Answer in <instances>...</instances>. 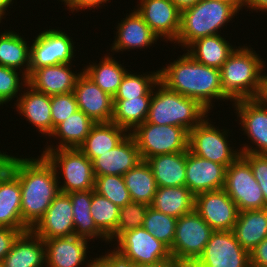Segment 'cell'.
I'll use <instances>...</instances> for the list:
<instances>
[{"mask_svg": "<svg viewBox=\"0 0 267 267\" xmlns=\"http://www.w3.org/2000/svg\"><path fill=\"white\" fill-rule=\"evenodd\" d=\"M21 158L14 155L11 172L21 187V217L31 230L44 216L54 198L60 193L53 166L43 156Z\"/></svg>", "mask_w": 267, "mask_h": 267, "instance_id": "6da1fadb", "label": "cell"}, {"mask_svg": "<svg viewBox=\"0 0 267 267\" xmlns=\"http://www.w3.org/2000/svg\"><path fill=\"white\" fill-rule=\"evenodd\" d=\"M159 81L169 90L198 101L209 112L217 99L230 100L223 93L220 69L203 65L188 53L159 69Z\"/></svg>", "mask_w": 267, "mask_h": 267, "instance_id": "7a4b0ae2", "label": "cell"}, {"mask_svg": "<svg viewBox=\"0 0 267 267\" xmlns=\"http://www.w3.org/2000/svg\"><path fill=\"white\" fill-rule=\"evenodd\" d=\"M240 10L242 3L199 0L193 6L181 10L180 28L174 44L185 49L200 38L219 34L220 28L232 21Z\"/></svg>", "mask_w": 267, "mask_h": 267, "instance_id": "3957f363", "label": "cell"}, {"mask_svg": "<svg viewBox=\"0 0 267 267\" xmlns=\"http://www.w3.org/2000/svg\"><path fill=\"white\" fill-rule=\"evenodd\" d=\"M254 51V52H253ZM253 48L238 46L220 68L223 93L231 102L256 99L262 83L265 62Z\"/></svg>", "mask_w": 267, "mask_h": 267, "instance_id": "277c9868", "label": "cell"}, {"mask_svg": "<svg viewBox=\"0 0 267 267\" xmlns=\"http://www.w3.org/2000/svg\"><path fill=\"white\" fill-rule=\"evenodd\" d=\"M208 113L198 101L169 90L159 81L153 87L146 121L182 127L189 132L209 116Z\"/></svg>", "mask_w": 267, "mask_h": 267, "instance_id": "5b68a950", "label": "cell"}, {"mask_svg": "<svg viewBox=\"0 0 267 267\" xmlns=\"http://www.w3.org/2000/svg\"><path fill=\"white\" fill-rule=\"evenodd\" d=\"M44 150L41 155L53 166L58 180L61 178L59 174L62 172L61 176L64 181L63 185L59 183L60 192L70 193L94 189L95 176L92 161L78 148Z\"/></svg>", "mask_w": 267, "mask_h": 267, "instance_id": "8992f818", "label": "cell"}, {"mask_svg": "<svg viewBox=\"0 0 267 267\" xmlns=\"http://www.w3.org/2000/svg\"><path fill=\"white\" fill-rule=\"evenodd\" d=\"M136 141L140 157H150L185 152L188 150L189 132L178 126L156 125L145 121L131 133Z\"/></svg>", "mask_w": 267, "mask_h": 267, "instance_id": "52a82bcc", "label": "cell"}, {"mask_svg": "<svg viewBox=\"0 0 267 267\" xmlns=\"http://www.w3.org/2000/svg\"><path fill=\"white\" fill-rule=\"evenodd\" d=\"M229 133V130L215 127L207 116L189 131L188 150L227 168L241 155L240 150H234L233 146H230L227 138Z\"/></svg>", "mask_w": 267, "mask_h": 267, "instance_id": "ba28073f", "label": "cell"}, {"mask_svg": "<svg viewBox=\"0 0 267 267\" xmlns=\"http://www.w3.org/2000/svg\"><path fill=\"white\" fill-rule=\"evenodd\" d=\"M214 230L195 211L177 218L170 253L175 262L194 263L203 253Z\"/></svg>", "mask_w": 267, "mask_h": 267, "instance_id": "9c48e42d", "label": "cell"}, {"mask_svg": "<svg viewBox=\"0 0 267 267\" xmlns=\"http://www.w3.org/2000/svg\"><path fill=\"white\" fill-rule=\"evenodd\" d=\"M115 241L117 247L110 251L131 265L173 260L170 249L143 227L126 231Z\"/></svg>", "mask_w": 267, "mask_h": 267, "instance_id": "30bf717a", "label": "cell"}, {"mask_svg": "<svg viewBox=\"0 0 267 267\" xmlns=\"http://www.w3.org/2000/svg\"><path fill=\"white\" fill-rule=\"evenodd\" d=\"M223 190L237 205L239 212L267 208L251 166L241 155L226 168Z\"/></svg>", "mask_w": 267, "mask_h": 267, "instance_id": "8fae6325", "label": "cell"}, {"mask_svg": "<svg viewBox=\"0 0 267 267\" xmlns=\"http://www.w3.org/2000/svg\"><path fill=\"white\" fill-rule=\"evenodd\" d=\"M71 38L60 29H47L37 34L30 46L29 74L41 67L72 63L76 46Z\"/></svg>", "mask_w": 267, "mask_h": 267, "instance_id": "7c38bea8", "label": "cell"}, {"mask_svg": "<svg viewBox=\"0 0 267 267\" xmlns=\"http://www.w3.org/2000/svg\"><path fill=\"white\" fill-rule=\"evenodd\" d=\"M194 264L196 267H250V256L232 230L214 231Z\"/></svg>", "mask_w": 267, "mask_h": 267, "instance_id": "4fadbf2b", "label": "cell"}, {"mask_svg": "<svg viewBox=\"0 0 267 267\" xmlns=\"http://www.w3.org/2000/svg\"><path fill=\"white\" fill-rule=\"evenodd\" d=\"M233 103L243 134L256 146L246 143L239 149L240 153L267 154V108L257 99H240Z\"/></svg>", "mask_w": 267, "mask_h": 267, "instance_id": "5bb4252c", "label": "cell"}, {"mask_svg": "<svg viewBox=\"0 0 267 267\" xmlns=\"http://www.w3.org/2000/svg\"><path fill=\"white\" fill-rule=\"evenodd\" d=\"M194 209L214 231L232 230L239 215L237 205L223 189L195 195Z\"/></svg>", "mask_w": 267, "mask_h": 267, "instance_id": "9a60e30c", "label": "cell"}, {"mask_svg": "<svg viewBox=\"0 0 267 267\" xmlns=\"http://www.w3.org/2000/svg\"><path fill=\"white\" fill-rule=\"evenodd\" d=\"M137 6L136 11L159 39L176 41L181 10L171 0H140Z\"/></svg>", "mask_w": 267, "mask_h": 267, "instance_id": "2e32d148", "label": "cell"}, {"mask_svg": "<svg viewBox=\"0 0 267 267\" xmlns=\"http://www.w3.org/2000/svg\"><path fill=\"white\" fill-rule=\"evenodd\" d=\"M31 230L43 240L73 236L75 227L69 194L60 192Z\"/></svg>", "mask_w": 267, "mask_h": 267, "instance_id": "e0dca14e", "label": "cell"}, {"mask_svg": "<svg viewBox=\"0 0 267 267\" xmlns=\"http://www.w3.org/2000/svg\"><path fill=\"white\" fill-rule=\"evenodd\" d=\"M226 167L186 151L185 186L194 194L221 190L225 184Z\"/></svg>", "mask_w": 267, "mask_h": 267, "instance_id": "ac0fdd59", "label": "cell"}, {"mask_svg": "<svg viewBox=\"0 0 267 267\" xmlns=\"http://www.w3.org/2000/svg\"><path fill=\"white\" fill-rule=\"evenodd\" d=\"M75 95L78 109L95 123L111 122L113 117V97L102 91L84 72L77 79Z\"/></svg>", "mask_w": 267, "mask_h": 267, "instance_id": "d6986e66", "label": "cell"}, {"mask_svg": "<svg viewBox=\"0 0 267 267\" xmlns=\"http://www.w3.org/2000/svg\"><path fill=\"white\" fill-rule=\"evenodd\" d=\"M141 161L136 141L129 133L115 148L92 161L94 176H123Z\"/></svg>", "mask_w": 267, "mask_h": 267, "instance_id": "ffe728a7", "label": "cell"}, {"mask_svg": "<svg viewBox=\"0 0 267 267\" xmlns=\"http://www.w3.org/2000/svg\"><path fill=\"white\" fill-rule=\"evenodd\" d=\"M71 65L58 64L35 69L27 77L28 85L50 96L73 92L83 69L80 73L73 72Z\"/></svg>", "mask_w": 267, "mask_h": 267, "instance_id": "44dd1931", "label": "cell"}, {"mask_svg": "<svg viewBox=\"0 0 267 267\" xmlns=\"http://www.w3.org/2000/svg\"><path fill=\"white\" fill-rule=\"evenodd\" d=\"M116 28V37L110 47L114 53L130 49H147L159 40L135 8Z\"/></svg>", "mask_w": 267, "mask_h": 267, "instance_id": "7402d4cb", "label": "cell"}, {"mask_svg": "<svg viewBox=\"0 0 267 267\" xmlns=\"http://www.w3.org/2000/svg\"><path fill=\"white\" fill-rule=\"evenodd\" d=\"M44 242L46 267H81L88 259V239L73 235Z\"/></svg>", "mask_w": 267, "mask_h": 267, "instance_id": "603a6c76", "label": "cell"}, {"mask_svg": "<svg viewBox=\"0 0 267 267\" xmlns=\"http://www.w3.org/2000/svg\"><path fill=\"white\" fill-rule=\"evenodd\" d=\"M27 89V90H26ZM16 100V111L38 129L42 136L52 133L51 96L36 91L28 84Z\"/></svg>", "mask_w": 267, "mask_h": 267, "instance_id": "cb8c5ba5", "label": "cell"}, {"mask_svg": "<svg viewBox=\"0 0 267 267\" xmlns=\"http://www.w3.org/2000/svg\"><path fill=\"white\" fill-rule=\"evenodd\" d=\"M5 267H45V242L32 230L22 232L2 261Z\"/></svg>", "mask_w": 267, "mask_h": 267, "instance_id": "d4e9b609", "label": "cell"}, {"mask_svg": "<svg viewBox=\"0 0 267 267\" xmlns=\"http://www.w3.org/2000/svg\"><path fill=\"white\" fill-rule=\"evenodd\" d=\"M0 227L30 230L21 217L20 182L11 171L0 182Z\"/></svg>", "mask_w": 267, "mask_h": 267, "instance_id": "484cf974", "label": "cell"}, {"mask_svg": "<svg viewBox=\"0 0 267 267\" xmlns=\"http://www.w3.org/2000/svg\"><path fill=\"white\" fill-rule=\"evenodd\" d=\"M129 133L113 122L95 123L78 148L90 161L115 148Z\"/></svg>", "mask_w": 267, "mask_h": 267, "instance_id": "4316f807", "label": "cell"}, {"mask_svg": "<svg viewBox=\"0 0 267 267\" xmlns=\"http://www.w3.org/2000/svg\"><path fill=\"white\" fill-rule=\"evenodd\" d=\"M232 232L239 244L250 253L267 237V208L239 212Z\"/></svg>", "mask_w": 267, "mask_h": 267, "instance_id": "83f0119b", "label": "cell"}, {"mask_svg": "<svg viewBox=\"0 0 267 267\" xmlns=\"http://www.w3.org/2000/svg\"><path fill=\"white\" fill-rule=\"evenodd\" d=\"M146 162L152 169L157 187L185 186L186 151L157 155Z\"/></svg>", "mask_w": 267, "mask_h": 267, "instance_id": "f1b7e54d", "label": "cell"}, {"mask_svg": "<svg viewBox=\"0 0 267 267\" xmlns=\"http://www.w3.org/2000/svg\"><path fill=\"white\" fill-rule=\"evenodd\" d=\"M94 124L95 122L81 110L76 111L58 124L50 134L49 139H58V145H48L45 149L79 148Z\"/></svg>", "mask_w": 267, "mask_h": 267, "instance_id": "f546056e", "label": "cell"}, {"mask_svg": "<svg viewBox=\"0 0 267 267\" xmlns=\"http://www.w3.org/2000/svg\"><path fill=\"white\" fill-rule=\"evenodd\" d=\"M195 195L186 186L157 187L153 209L166 215L179 218L194 210Z\"/></svg>", "mask_w": 267, "mask_h": 267, "instance_id": "4dcf8cb0", "label": "cell"}, {"mask_svg": "<svg viewBox=\"0 0 267 267\" xmlns=\"http://www.w3.org/2000/svg\"><path fill=\"white\" fill-rule=\"evenodd\" d=\"M235 48L221 34H217L192 42L185 51L197 62L220 69Z\"/></svg>", "mask_w": 267, "mask_h": 267, "instance_id": "1f68e13d", "label": "cell"}, {"mask_svg": "<svg viewBox=\"0 0 267 267\" xmlns=\"http://www.w3.org/2000/svg\"><path fill=\"white\" fill-rule=\"evenodd\" d=\"M24 39L15 31L7 30L0 33V66L19 70L28 77L30 45Z\"/></svg>", "mask_w": 267, "mask_h": 267, "instance_id": "d6a6232c", "label": "cell"}, {"mask_svg": "<svg viewBox=\"0 0 267 267\" xmlns=\"http://www.w3.org/2000/svg\"><path fill=\"white\" fill-rule=\"evenodd\" d=\"M72 202L73 222L75 227L74 235L88 240L102 238V242H109V239L96 227L90 214L92 203V190L75 191L68 193Z\"/></svg>", "mask_w": 267, "mask_h": 267, "instance_id": "836d02e7", "label": "cell"}, {"mask_svg": "<svg viewBox=\"0 0 267 267\" xmlns=\"http://www.w3.org/2000/svg\"><path fill=\"white\" fill-rule=\"evenodd\" d=\"M153 88L139 98L129 100H113V117L111 122L131 133L137 126L143 124L149 113Z\"/></svg>", "mask_w": 267, "mask_h": 267, "instance_id": "e575fe53", "label": "cell"}, {"mask_svg": "<svg viewBox=\"0 0 267 267\" xmlns=\"http://www.w3.org/2000/svg\"><path fill=\"white\" fill-rule=\"evenodd\" d=\"M128 70L111 55H104L98 64L95 62L85 66L83 72L104 92L112 97Z\"/></svg>", "mask_w": 267, "mask_h": 267, "instance_id": "d590c367", "label": "cell"}, {"mask_svg": "<svg viewBox=\"0 0 267 267\" xmlns=\"http://www.w3.org/2000/svg\"><path fill=\"white\" fill-rule=\"evenodd\" d=\"M125 185L134 202L151 205L157 190V184L150 165L141 161L123 175Z\"/></svg>", "mask_w": 267, "mask_h": 267, "instance_id": "8d00e7d4", "label": "cell"}, {"mask_svg": "<svg viewBox=\"0 0 267 267\" xmlns=\"http://www.w3.org/2000/svg\"><path fill=\"white\" fill-rule=\"evenodd\" d=\"M120 207L92 189L90 214L96 227L110 240L115 234Z\"/></svg>", "mask_w": 267, "mask_h": 267, "instance_id": "74e56055", "label": "cell"}, {"mask_svg": "<svg viewBox=\"0 0 267 267\" xmlns=\"http://www.w3.org/2000/svg\"><path fill=\"white\" fill-rule=\"evenodd\" d=\"M159 82V70L143 74L127 71L113 100H129L145 96Z\"/></svg>", "mask_w": 267, "mask_h": 267, "instance_id": "f35d334b", "label": "cell"}, {"mask_svg": "<svg viewBox=\"0 0 267 267\" xmlns=\"http://www.w3.org/2000/svg\"><path fill=\"white\" fill-rule=\"evenodd\" d=\"M176 222L177 218L166 215L149 206L142 227L171 249L175 236Z\"/></svg>", "mask_w": 267, "mask_h": 267, "instance_id": "ab89813d", "label": "cell"}, {"mask_svg": "<svg viewBox=\"0 0 267 267\" xmlns=\"http://www.w3.org/2000/svg\"><path fill=\"white\" fill-rule=\"evenodd\" d=\"M94 190L99 195L109 199L119 207H122L132 201L123 176L120 175H104L95 177Z\"/></svg>", "mask_w": 267, "mask_h": 267, "instance_id": "60d3db41", "label": "cell"}, {"mask_svg": "<svg viewBox=\"0 0 267 267\" xmlns=\"http://www.w3.org/2000/svg\"><path fill=\"white\" fill-rule=\"evenodd\" d=\"M148 208L149 205L134 201L120 207L116 234L109 240L110 243L115 241L122 233L142 227Z\"/></svg>", "mask_w": 267, "mask_h": 267, "instance_id": "b9f144b4", "label": "cell"}, {"mask_svg": "<svg viewBox=\"0 0 267 267\" xmlns=\"http://www.w3.org/2000/svg\"><path fill=\"white\" fill-rule=\"evenodd\" d=\"M19 75L23 77L21 78ZM27 84V77L23 72H18V70L13 68L0 66V106L8 103L13 98L18 99L22 89ZM18 93L19 95H17Z\"/></svg>", "mask_w": 267, "mask_h": 267, "instance_id": "7bdbcfd3", "label": "cell"}, {"mask_svg": "<svg viewBox=\"0 0 267 267\" xmlns=\"http://www.w3.org/2000/svg\"><path fill=\"white\" fill-rule=\"evenodd\" d=\"M78 110L73 92L51 95L52 132L58 124L68 119Z\"/></svg>", "mask_w": 267, "mask_h": 267, "instance_id": "ee69618b", "label": "cell"}, {"mask_svg": "<svg viewBox=\"0 0 267 267\" xmlns=\"http://www.w3.org/2000/svg\"><path fill=\"white\" fill-rule=\"evenodd\" d=\"M241 156L250 164L254 178L263 192L267 207V154L241 153Z\"/></svg>", "mask_w": 267, "mask_h": 267, "instance_id": "f6af8a7d", "label": "cell"}, {"mask_svg": "<svg viewBox=\"0 0 267 267\" xmlns=\"http://www.w3.org/2000/svg\"><path fill=\"white\" fill-rule=\"evenodd\" d=\"M87 261V265L84 267H132L130 263L120 259L112 251L109 253L107 251L104 255H99V257Z\"/></svg>", "mask_w": 267, "mask_h": 267, "instance_id": "bcb514c9", "label": "cell"}, {"mask_svg": "<svg viewBox=\"0 0 267 267\" xmlns=\"http://www.w3.org/2000/svg\"><path fill=\"white\" fill-rule=\"evenodd\" d=\"M21 233L22 231L19 229L0 227V263H2Z\"/></svg>", "mask_w": 267, "mask_h": 267, "instance_id": "7dc6e473", "label": "cell"}, {"mask_svg": "<svg viewBox=\"0 0 267 267\" xmlns=\"http://www.w3.org/2000/svg\"><path fill=\"white\" fill-rule=\"evenodd\" d=\"M250 267H267V237L250 253Z\"/></svg>", "mask_w": 267, "mask_h": 267, "instance_id": "c3c4849f", "label": "cell"}, {"mask_svg": "<svg viewBox=\"0 0 267 267\" xmlns=\"http://www.w3.org/2000/svg\"><path fill=\"white\" fill-rule=\"evenodd\" d=\"M111 1V0H110ZM105 3H109V0H73V12L86 9H97V7L105 6Z\"/></svg>", "mask_w": 267, "mask_h": 267, "instance_id": "681fc988", "label": "cell"}, {"mask_svg": "<svg viewBox=\"0 0 267 267\" xmlns=\"http://www.w3.org/2000/svg\"><path fill=\"white\" fill-rule=\"evenodd\" d=\"M14 156L0 151V182L11 171Z\"/></svg>", "mask_w": 267, "mask_h": 267, "instance_id": "f907efd6", "label": "cell"}, {"mask_svg": "<svg viewBox=\"0 0 267 267\" xmlns=\"http://www.w3.org/2000/svg\"><path fill=\"white\" fill-rule=\"evenodd\" d=\"M247 7L250 11H267V0H242V8Z\"/></svg>", "mask_w": 267, "mask_h": 267, "instance_id": "816d5d0a", "label": "cell"}, {"mask_svg": "<svg viewBox=\"0 0 267 267\" xmlns=\"http://www.w3.org/2000/svg\"><path fill=\"white\" fill-rule=\"evenodd\" d=\"M256 99L267 108V74L263 73L260 91Z\"/></svg>", "mask_w": 267, "mask_h": 267, "instance_id": "f5cc1de1", "label": "cell"}, {"mask_svg": "<svg viewBox=\"0 0 267 267\" xmlns=\"http://www.w3.org/2000/svg\"><path fill=\"white\" fill-rule=\"evenodd\" d=\"M175 263L174 260H165L154 264L132 265V267H172Z\"/></svg>", "mask_w": 267, "mask_h": 267, "instance_id": "db71d44e", "label": "cell"}, {"mask_svg": "<svg viewBox=\"0 0 267 267\" xmlns=\"http://www.w3.org/2000/svg\"><path fill=\"white\" fill-rule=\"evenodd\" d=\"M180 10L193 6L199 0H171Z\"/></svg>", "mask_w": 267, "mask_h": 267, "instance_id": "11a10c76", "label": "cell"}, {"mask_svg": "<svg viewBox=\"0 0 267 267\" xmlns=\"http://www.w3.org/2000/svg\"><path fill=\"white\" fill-rule=\"evenodd\" d=\"M13 2V0H0V21L4 19L3 17L7 14V8L10 7Z\"/></svg>", "mask_w": 267, "mask_h": 267, "instance_id": "9f6ffc18", "label": "cell"}, {"mask_svg": "<svg viewBox=\"0 0 267 267\" xmlns=\"http://www.w3.org/2000/svg\"><path fill=\"white\" fill-rule=\"evenodd\" d=\"M172 267H196L194 263L176 262Z\"/></svg>", "mask_w": 267, "mask_h": 267, "instance_id": "6f0895ef", "label": "cell"}, {"mask_svg": "<svg viewBox=\"0 0 267 267\" xmlns=\"http://www.w3.org/2000/svg\"><path fill=\"white\" fill-rule=\"evenodd\" d=\"M61 2H64L63 4L73 13V0H61Z\"/></svg>", "mask_w": 267, "mask_h": 267, "instance_id": "680465c9", "label": "cell"}, {"mask_svg": "<svg viewBox=\"0 0 267 267\" xmlns=\"http://www.w3.org/2000/svg\"><path fill=\"white\" fill-rule=\"evenodd\" d=\"M219 1H224L227 3H242V0H219Z\"/></svg>", "mask_w": 267, "mask_h": 267, "instance_id": "91938a15", "label": "cell"}]
</instances>
